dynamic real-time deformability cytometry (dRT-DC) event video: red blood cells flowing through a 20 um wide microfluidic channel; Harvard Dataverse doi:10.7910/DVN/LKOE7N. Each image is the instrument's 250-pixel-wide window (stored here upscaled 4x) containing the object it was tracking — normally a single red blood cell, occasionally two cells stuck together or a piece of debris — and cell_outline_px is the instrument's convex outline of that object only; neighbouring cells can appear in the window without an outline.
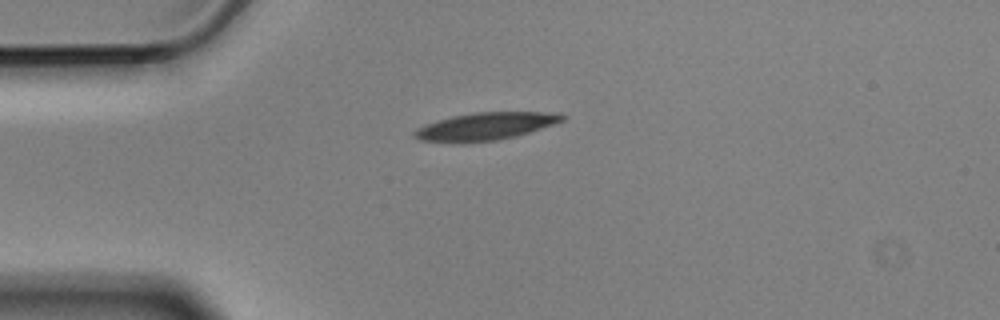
{"species": "Egyptian fruit bat (a non-hibernating species)", "species_latin": "Rousettus aegyptiacus", "temperature_condition": "cold", "stored_images_in_passage": 2, "camera_frame_rate_fps": 3000, "um_per_image_px": 0.085, "animal": {"sex": "male"}, "frame": {"image": 1, "passage_image": 1, "time_ms": 0.0, "image_size_px": [1000, 320], "cell_outline_px": [[568, 116], [564, 120], [516, 136], [496, 140], [420, 140], [412, 136], [412, 132], [416, 128], [424, 124], [452, 116], [476, 112], [560, 112]], "centroid_in_image_um": [41.32, 10.68], "position_along_channel_um": 43.7, "area_um2": 22.95}}